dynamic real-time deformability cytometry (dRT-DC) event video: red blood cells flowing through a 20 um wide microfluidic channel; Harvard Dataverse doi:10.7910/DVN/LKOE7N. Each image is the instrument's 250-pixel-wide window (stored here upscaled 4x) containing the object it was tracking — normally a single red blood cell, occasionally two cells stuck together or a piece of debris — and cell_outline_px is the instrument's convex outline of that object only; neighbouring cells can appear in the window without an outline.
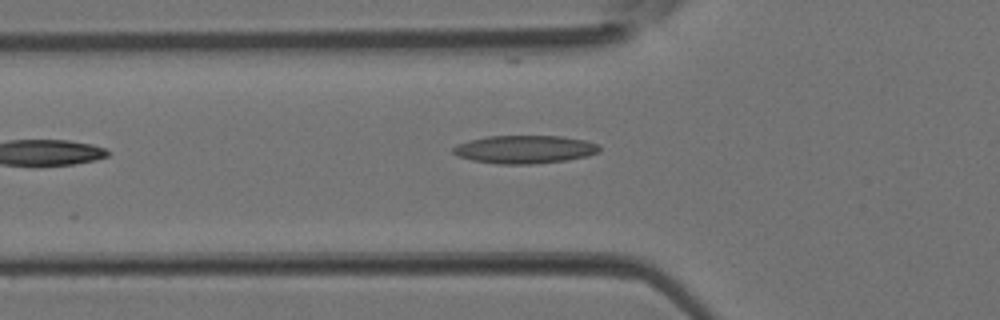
{"species": "Egyptian fruit bat (a non-hibernating species)", "species_latin": "Rousettus aegyptiacus", "temperature_condition": "room temperature", "stored_images_in_passage": 5, "segment_of_instrument_passage": [1, 2], "camera_frame_rate_fps": 3000, "um_per_image_px": 0.085, "animal": {"sex": "female"}, "frame": {"image": 1, "passage_image": 4, "time_ms": 1.0, "image_size_px": [1000, 320], "cell_outline_px": [[600, 152], [588, 156], [568, 160], [536, 164], [496, 164], [472, 160], [456, 156], [452, 152], [452, 148], [456, 144], [468, 140], [488, 136], [560, 136], [584, 140], [596, 144], [600, 148]], "centroid_in_image_um": [44.56, 12.7], "position_along_channel_um": 81.2, "area_um2": 24.16}}